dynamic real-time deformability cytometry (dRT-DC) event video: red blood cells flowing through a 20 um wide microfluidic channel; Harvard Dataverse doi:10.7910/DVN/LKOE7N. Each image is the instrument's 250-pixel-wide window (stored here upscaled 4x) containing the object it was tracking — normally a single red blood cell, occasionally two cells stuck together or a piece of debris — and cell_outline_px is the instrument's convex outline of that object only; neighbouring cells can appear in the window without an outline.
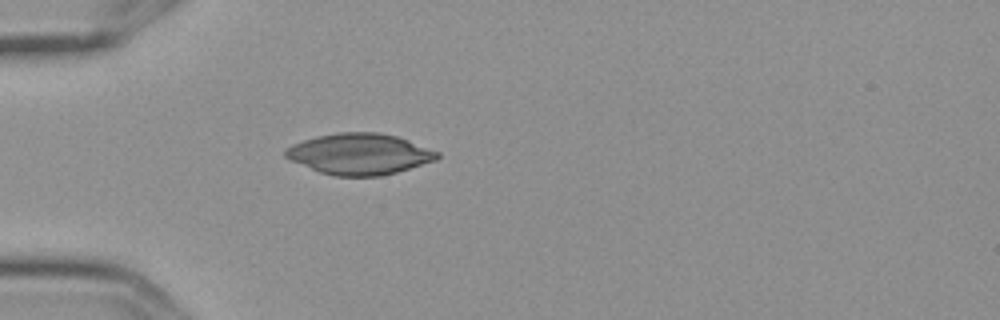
{"species": "Egyptian fruit bat (a non-hibernating species)", "species_latin": "Rousettus aegyptiacus", "temperature_condition": "cold", "stored_images_in_passage": 1, "camera_frame_rate_fps": 3000, "um_per_image_px": 0.085, "frame": {"image": 1, "passage_image": 1, "time_ms": 0.0, "image_size_px": [1000, 320], "cell_outline_px": [[440, 156], [436, 160], [396, 172], [380, 176], [336, 176], [320, 172], [292, 160], [284, 156], [284, 152], [292, 144], [316, 136], [340, 132], [380, 132], [396, 136], [408, 140], [440, 152]], "centroid_in_image_um": [30.58, 13.08], "position_along_channel_um": 54.4, "area_um2": 36.01}}